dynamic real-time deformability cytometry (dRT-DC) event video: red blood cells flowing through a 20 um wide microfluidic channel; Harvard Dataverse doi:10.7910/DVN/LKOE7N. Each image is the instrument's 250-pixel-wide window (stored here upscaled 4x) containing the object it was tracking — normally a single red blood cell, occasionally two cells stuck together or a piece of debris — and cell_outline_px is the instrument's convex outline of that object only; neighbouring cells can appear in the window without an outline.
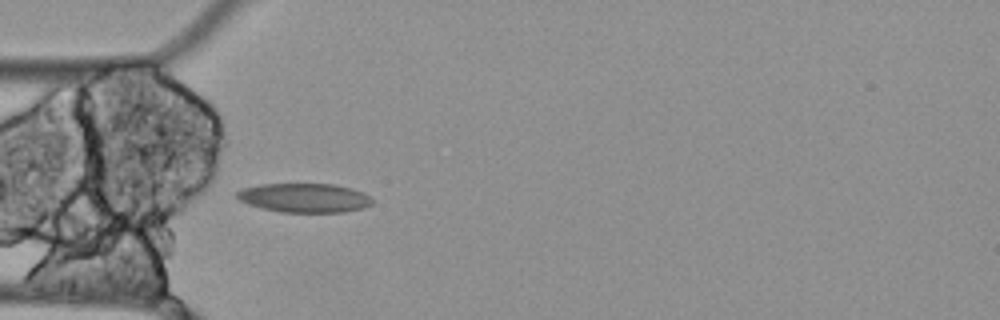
{"species": "Egyptian fruit bat (a non-hibernating species)", "species_latin": "Rousettus aegyptiacus", "temperature_condition": "cold", "stored_images_in_passage": 4, "camera_frame_rate_fps": 3000, "um_per_image_px": 0.085, "animal": {"sex": "female"}, "frame": {"image": 1, "passage_image": 4, "time_ms": 1.0, "image_size_px": [1000, 320], "cell_outline_px": [[372, 204], [364, 208], [344, 212], [280, 212], [260, 208], [248, 204], [240, 200], [236, 196], [236, 192], [244, 188], [260, 184], [332, 184], [352, 188], [364, 192], [372, 200]], "centroid_in_image_um": [25.88, 16.82], "position_along_channel_um": 59.1, "area_um2": 23.0}}